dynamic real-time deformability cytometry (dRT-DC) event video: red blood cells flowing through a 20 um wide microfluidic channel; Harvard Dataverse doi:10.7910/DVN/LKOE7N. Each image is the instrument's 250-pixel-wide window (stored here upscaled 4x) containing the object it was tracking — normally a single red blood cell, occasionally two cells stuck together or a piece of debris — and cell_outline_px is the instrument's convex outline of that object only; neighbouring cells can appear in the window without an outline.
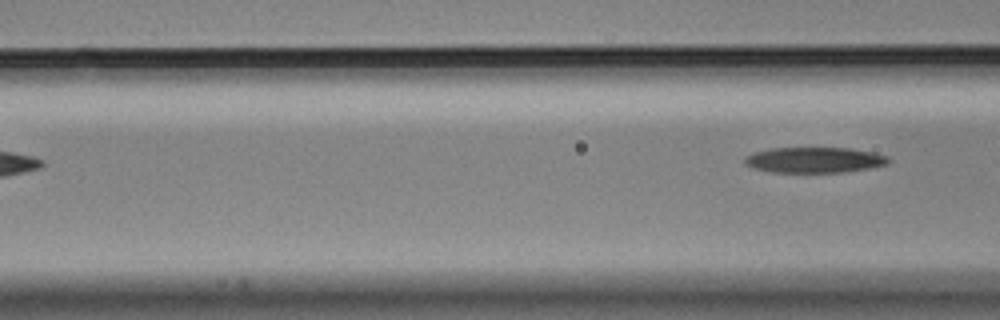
{"species": "Egyptian fruit bat (a non-hibernating species)", "species_latin": "Rousettus aegyptiacus", "temperature_condition": "cold", "stored_images_in_passage": 3, "segment_of_instrument_passage": [2, 2], "camera_frame_rate_fps": 3000, "um_per_image_px": 0.085, "animal": {"sex": "male"}, "frame": {"image": 1, "passage_image": 3, "time_ms": 0.667, "image_size_px": [1000, 320], "cell_outline_px": [[892, 160], [888, 164], [868, 168], [840, 172], [768, 172], [752, 168], [744, 164], [744, 156], [752, 152], [772, 148], [852, 148], [872, 152], [888, 156]], "centroid_in_image_um": [69.18, 13.59], "position_along_channel_um": 97.4, "area_um2": 21.62}}